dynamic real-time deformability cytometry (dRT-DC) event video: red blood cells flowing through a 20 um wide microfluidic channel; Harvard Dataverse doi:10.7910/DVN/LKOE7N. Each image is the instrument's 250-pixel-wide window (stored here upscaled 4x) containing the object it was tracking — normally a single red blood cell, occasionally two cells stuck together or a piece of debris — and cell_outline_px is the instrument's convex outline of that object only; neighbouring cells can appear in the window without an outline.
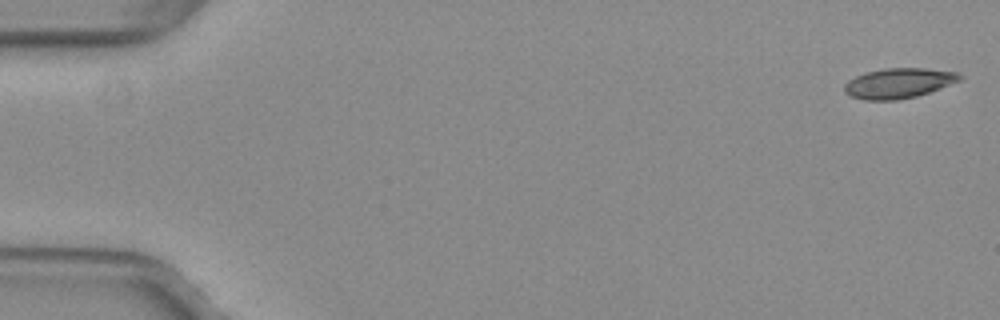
{"species": "common noctule bat (a hibernating species)", "species_latin": "Nyctalus noctula", "temperature_condition": "warm", "stored_images_in_passage": 13, "camera_frame_rate_fps": 3000, "um_per_image_px": 0.085, "animal": {"sex": "female", "body_mass_g": 29.2, "forearm_length_mm": 56.3}, "frame": {"image": 1, "passage_image": 1, "time_ms": 0.0, "image_size_px": [1000, 320], "cell_outline_px": [[964, 76], [960, 80], [940, 88], [916, 96], [896, 100], [864, 100], [852, 96], [844, 92], [844, 84], [848, 80], [864, 72], [884, 68], [924, 68], [956, 72]], "centroid_in_image_um": [76.36, 7.06], "position_along_channel_um": 8.6, "area_um2": 20.17}}